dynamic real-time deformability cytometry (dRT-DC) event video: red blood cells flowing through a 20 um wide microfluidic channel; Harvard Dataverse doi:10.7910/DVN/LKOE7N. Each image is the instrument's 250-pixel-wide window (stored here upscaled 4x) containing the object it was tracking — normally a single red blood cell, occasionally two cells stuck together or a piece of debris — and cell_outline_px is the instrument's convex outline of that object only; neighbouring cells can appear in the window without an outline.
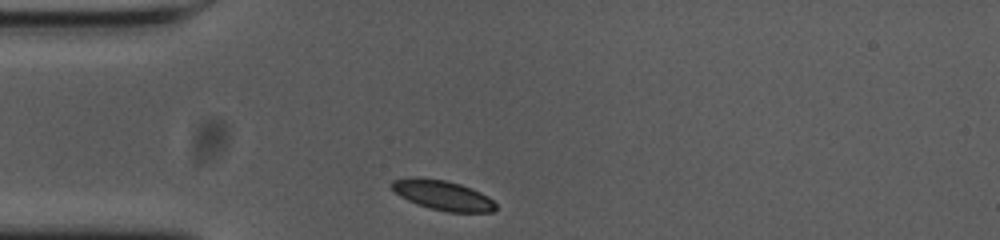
{"species": "common noctule bat (a hibernating species)", "species_latin": "Nyctalus noctula", "temperature_condition": "cold", "stored_images_in_passage": 31, "camera_frame_rate_fps": 3000, "um_per_image_px": 0.085, "animal": {"sex": "female", "body_mass_g": 23.0, "forearm_length_mm": 53.4}, "frame": {"image": 1, "passage_image": 1, "time_ms": 0.0, "image_size_px": [1000, 240], "cell_outline_px": [[496, 208], [492, 212], [448, 212], [416, 204], [400, 196], [392, 188], [392, 180], [444, 180], [460, 184], [472, 188], [488, 196], [496, 204]], "centroid_in_image_um": [37.73, 16.64], "position_along_channel_um": 47.3, "area_um2": 17.22}}
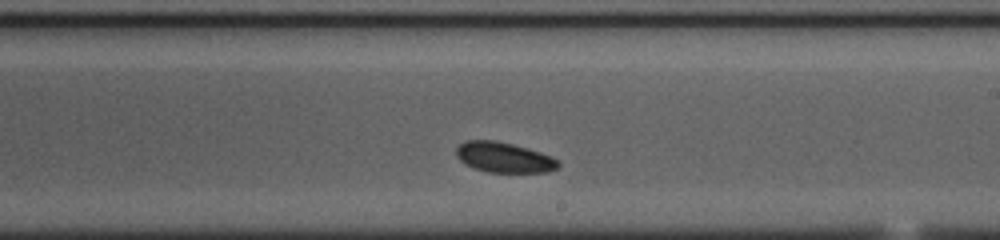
{"frame": {"image": 2, "passage_image": 19, "time_ms": 6.0, "image_size_px": [1000, 240], "cell_outline_px": [[560, 164], [556, 168], [548, 172], [488, 172], [472, 168], [464, 164], [456, 156], [456, 148], [464, 140], [496, 140], [528, 148], [552, 156], [560, 160]], "centroid_in_image_um": [42.83, 13.37], "position_along_channel_um": 246.2, "area_um2": 18.21}}
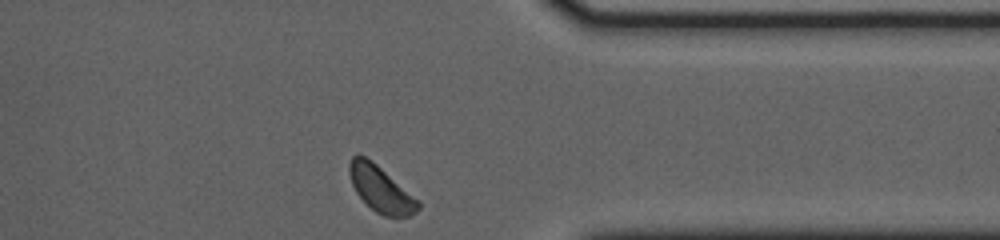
{"frame": {"image": 3, "passage_image": 31, "time_ms": 10.0, "image_size_px": [1000, 240], "cell_outline_px": [[420, 208], [416, 212], [408, 216], [384, 216], [376, 212], [356, 192], [352, 184], [348, 172], [348, 164], [352, 156], [364, 156], [372, 160], [420, 200]], "centroid_in_image_um": [32.38, 16.06], "position_along_channel_um": 379.0, "area_um2": 18.32}}